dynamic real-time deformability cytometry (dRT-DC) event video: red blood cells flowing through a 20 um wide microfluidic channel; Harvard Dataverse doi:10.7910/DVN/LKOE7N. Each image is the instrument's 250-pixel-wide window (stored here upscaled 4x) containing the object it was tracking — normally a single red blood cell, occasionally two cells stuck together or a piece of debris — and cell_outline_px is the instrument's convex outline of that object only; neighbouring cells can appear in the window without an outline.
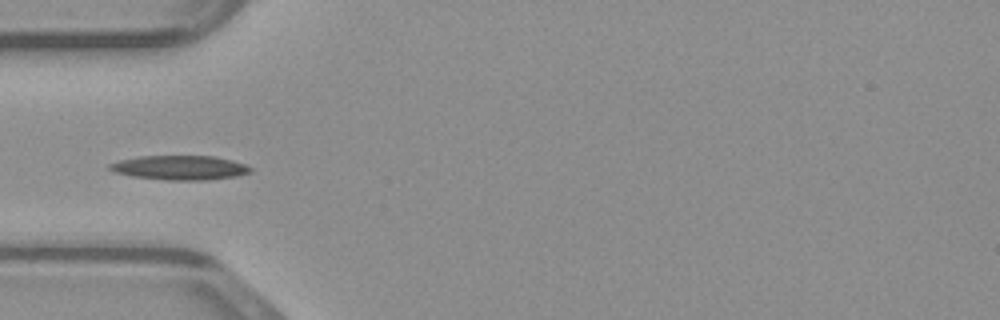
{"species": "common noctule bat (a hibernating species)", "species_latin": "Nyctalus noctula", "temperature_condition": "warm", "stored_images_in_passage": 19, "camera_frame_rate_fps": 3000, "um_per_image_px": 0.085, "animal": {"sex": "male", "body_mass_g": 23.1, "forearm_length_mm": 52.7}, "frame": {"image": 1, "passage_image": 1, "time_ms": 0.0, "image_size_px": [1000, 320], "cell_outline_px": [[252, 172], [236, 176], [208, 180], [164, 180], [132, 176], [116, 172], [108, 168], [108, 164], [120, 160], [140, 156], [216, 156], [232, 160], [244, 164], [252, 168]], "centroid_in_image_um": [15.31, 14.25], "position_along_channel_um": 69.7, "area_um2": 20.0}}
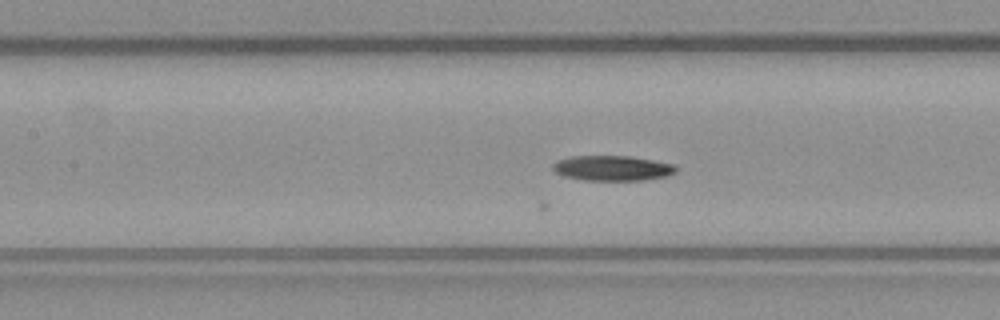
{"frame": {"image": 2, "passage_image": 7, "time_ms": 2.0, "image_size_px": [1000, 320], "cell_outline_px": [[676, 172], [668, 176], [644, 180], [584, 180], [564, 176], [556, 172], [552, 168], [552, 164], [560, 160], [572, 156], [632, 156], [676, 164]], "centroid_in_image_um": [52.1, 14.29], "position_along_channel_um": 155.3, "area_um2": 18.09}}
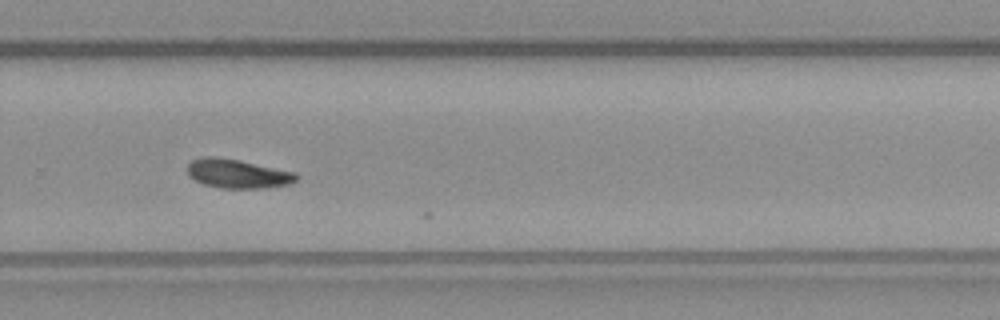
{"frame": {"image": 3, "passage_image": 18, "time_ms": 5.667, "image_size_px": [1000, 320], "cell_outline_px": [[300, 176], [296, 180], [288, 184], [264, 188], [220, 188], [204, 184], [188, 176], [188, 164], [192, 160], [204, 156], [212, 156], [240, 160], [296, 172]], "centroid_in_image_um": [20.2, 14.76], "position_along_channel_um": 309.6, "area_um2": 18.44}}